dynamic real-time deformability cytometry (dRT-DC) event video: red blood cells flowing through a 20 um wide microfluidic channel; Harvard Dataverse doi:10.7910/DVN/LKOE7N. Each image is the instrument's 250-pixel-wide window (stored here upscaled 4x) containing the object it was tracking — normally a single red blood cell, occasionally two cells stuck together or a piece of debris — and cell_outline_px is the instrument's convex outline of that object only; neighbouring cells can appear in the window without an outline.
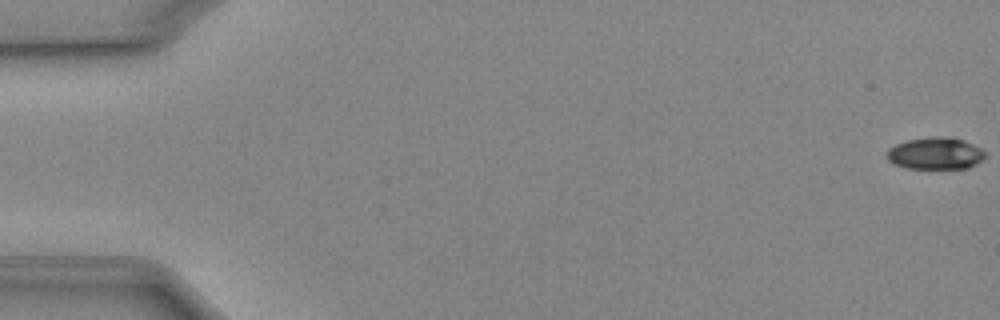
{"species": "Egyptian fruit bat (a non-hibernating species)", "species_latin": "Rousettus aegyptiacus", "temperature_condition": "cold", "stored_images_in_passage": 14, "camera_frame_rate_fps": 3000, "um_per_image_px": 0.085, "animal": {"sex": "female"}, "frame": {"image": 1, "passage_image": 1, "time_ms": 0.0, "image_size_px": [1000, 320], "cell_outline_px": [[984, 156], [976, 164], [968, 168], [908, 168], [896, 164], [888, 160], [888, 148], [896, 144], [908, 140], [944, 136], [952, 136], [964, 140], [980, 148], [984, 152]], "centroid_in_image_um": [79.52, 13.03], "position_along_channel_um": 5.5, "area_um2": 17.98}}